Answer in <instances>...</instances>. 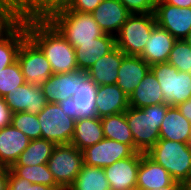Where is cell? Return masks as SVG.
Wrapping results in <instances>:
<instances>
[{"mask_svg":"<svg viewBox=\"0 0 191 190\" xmlns=\"http://www.w3.org/2000/svg\"><path fill=\"white\" fill-rule=\"evenodd\" d=\"M27 36L42 50L53 74L78 70L74 47L44 16H24Z\"/></svg>","mask_w":191,"mask_h":190,"instance_id":"1","label":"cell"},{"mask_svg":"<svg viewBox=\"0 0 191 190\" xmlns=\"http://www.w3.org/2000/svg\"><path fill=\"white\" fill-rule=\"evenodd\" d=\"M43 16L74 48L105 34L91 14L69 10L64 4L53 7Z\"/></svg>","mask_w":191,"mask_h":190,"instance_id":"2","label":"cell"},{"mask_svg":"<svg viewBox=\"0 0 191 190\" xmlns=\"http://www.w3.org/2000/svg\"><path fill=\"white\" fill-rule=\"evenodd\" d=\"M170 105L161 103L142 109L129 106L125 111L134 139V150L146 154L160 139L159 129Z\"/></svg>","mask_w":191,"mask_h":190,"instance_id":"3","label":"cell"},{"mask_svg":"<svg viewBox=\"0 0 191 190\" xmlns=\"http://www.w3.org/2000/svg\"><path fill=\"white\" fill-rule=\"evenodd\" d=\"M146 155L168 171L175 181L183 183L191 179V144L159 139Z\"/></svg>","mask_w":191,"mask_h":190,"instance_id":"4","label":"cell"},{"mask_svg":"<svg viewBox=\"0 0 191 190\" xmlns=\"http://www.w3.org/2000/svg\"><path fill=\"white\" fill-rule=\"evenodd\" d=\"M156 25L154 13L131 14L115 36L116 46L129 56H140Z\"/></svg>","mask_w":191,"mask_h":190,"instance_id":"5","label":"cell"},{"mask_svg":"<svg viewBox=\"0 0 191 190\" xmlns=\"http://www.w3.org/2000/svg\"><path fill=\"white\" fill-rule=\"evenodd\" d=\"M163 91V103L177 106L191 98V74L178 71L168 62L150 66Z\"/></svg>","mask_w":191,"mask_h":190,"instance_id":"6","label":"cell"},{"mask_svg":"<svg viewBox=\"0 0 191 190\" xmlns=\"http://www.w3.org/2000/svg\"><path fill=\"white\" fill-rule=\"evenodd\" d=\"M97 90L98 85L88 76V72L78 69V88L75 95L57 104L65 115L75 121L97 117Z\"/></svg>","mask_w":191,"mask_h":190,"instance_id":"7","label":"cell"},{"mask_svg":"<svg viewBox=\"0 0 191 190\" xmlns=\"http://www.w3.org/2000/svg\"><path fill=\"white\" fill-rule=\"evenodd\" d=\"M37 117L41 126V138L56 145L71 143L75 120L65 115L57 103L47 102Z\"/></svg>","mask_w":191,"mask_h":190,"instance_id":"8","label":"cell"},{"mask_svg":"<svg viewBox=\"0 0 191 190\" xmlns=\"http://www.w3.org/2000/svg\"><path fill=\"white\" fill-rule=\"evenodd\" d=\"M47 164L56 183L62 187H69L84 164L83 152L71 143L59 144L55 146Z\"/></svg>","mask_w":191,"mask_h":190,"instance_id":"9","label":"cell"},{"mask_svg":"<svg viewBox=\"0 0 191 190\" xmlns=\"http://www.w3.org/2000/svg\"><path fill=\"white\" fill-rule=\"evenodd\" d=\"M17 61L26 83L41 85L53 75L51 65L44 53L29 37L22 42Z\"/></svg>","mask_w":191,"mask_h":190,"instance_id":"10","label":"cell"},{"mask_svg":"<svg viewBox=\"0 0 191 190\" xmlns=\"http://www.w3.org/2000/svg\"><path fill=\"white\" fill-rule=\"evenodd\" d=\"M82 152L85 165L104 168L131 157L136 151L128 144L104 138Z\"/></svg>","mask_w":191,"mask_h":190,"instance_id":"11","label":"cell"},{"mask_svg":"<svg viewBox=\"0 0 191 190\" xmlns=\"http://www.w3.org/2000/svg\"><path fill=\"white\" fill-rule=\"evenodd\" d=\"M156 24L176 40L184 39L191 29V7H177L157 0L154 11Z\"/></svg>","mask_w":191,"mask_h":190,"instance_id":"12","label":"cell"},{"mask_svg":"<svg viewBox=\"0 0 191 190\" xmlns=\"http://www.w3.org/2000/svg\"><path fill=\"white\" fill-rule=\"evenodd\" d=\"M143 154L135 152L131 157L103 168L111 190H136L137 173Z\"/></svg>","mask_w":191,"mask_h":190,"instance_id":"13","label":"cell"},{"mask_svg":"<svg viewBox=\"0 0 191 190\" xmlns=\"http://www.w3.org/2000/svg\"><path fill=\"white\" fill-rule=\"evenodd\" d=\"M4 100L12 113L27 112L36 115L43 110L47 103L41 86L30 83H24L15 88L12 93L10 92L4 97Z\"/></svg>","mask_w":191,"mask_h":190,"instance_id":"14","label":"cell"},{"mask_svg":"<svg viewBox=\"0 0 191 190\" xmlns=\"http://www.w3.org/2000/svg\"><path fill=\"white\" fill-rule=\"evenodd\" d=\"M91 15L105 34L116 36L131 13L120 0H102Z\"/></svg>","mask_w":191,"mask_h":190,"instance_id":"15","label":"cell"},{"mask_svg":"<svg viewBox=\"0 0 191 190\" xmlns=\"http://www.w3.org/2000/svg\"><path fill=\"white\" fill-rule=\"evenodd\" d=\"M115 47V36L109 34L95 38L94 42L79 43V46L74 48L78 69L88 71L95 62L110 53Z\"/></svg>","mask_w":191,"mask_h":190,"instance_id":"16","label":"cell"},{"mask_svg":"<svg viewBox=\"0 0 191 190\" xmlns=\"http://www.w3.org/2000/svg\"><path fill=\"white\" fill-rule=\"evenodd\" d=\"M175 180L161 165L155 163L146 154L141 156L137 173L136 190H162Z\"/></svg>","mask_w":191,"mask_h":190,"instance_id":"17","label":"cell"},{"mask_svg":"<svg viewBox=\"0 0 191 190\" xmlns=\"http://www.w3.org/2000/svg\"><path fill=\"white\" fill-rule=\"evenodd\" d=\"M30 141L11 124L0 129V166L10 168L28 147Z\"/></svg>","mask_w":191,"mask_h":190,"instance_id":"18","label":"cell"},{"mask_svg":"<svg viewBox=\"0 0 191 190\" xmlns=\"http://www.w3.org/2000/svg\"><path fill=\"white\" fill-rule=\"evenodd\" d=\"M175 41L166 29L156 24L140 57L150 66L167 62Z\"/></svg>","mask_w":191,"mask_h":190,"instance_id":"19","label":"cell"},{"mask_svg":"<svg viewBox=\"0 0 191 190\" xmlns=\"http://www.w3.org/2000/svg\"><path fill=\"white\" fill-rule=\"evenodd\" d=\"M149 70L150 65L140 56L126 55L118 70L116 85L130 97Z\"/></svg>","mask_w":191,"mask_h":190,"instance_id":"20","label":"cell"},{"mask_svg":"<svg viewBox=\"0 0 191 190\" xmlns=\"http://www.w3.org/2000/svg\"><path fill=\"white\" fill-rule=\"evenodd\" d=\"M45 100L58 103L75 95L78 88V70L53 74L41 85Z\"/></svg>","mask_w":191,"mask_h":190,"instance_id":"21","label":"cell"},{"mask_svg":"<svg viewBox=\"0 0 191 190\" xmlns=\"http://www.w3.org/2000/svg\"><path fill=\"white\" fill-rule=\"evenodd\" d=\"M129 108V97L116 85L98 86L96 94L97 117L123 113Z\"/></svg>","mask_w":191,"mask_h":190,"instance_id":"22","label":"cell"},{"mask_svg":"<svg viewBox=\"0 0 191 190\" xmlns=\"http://www.w3.org/2000/svg\"><path fill=\"white\" fill-rule=\"evenodd\" d=\"M126 54L117 46L89 68L88 76L98 85L116 84L118 70Z\"/></svg>","mask_w":191,"mask_h":190,"instance_id":"23","label":"cell"},{"mask_svg":"<svg viewBox=\"0 0 191 190\" xmlns=\"http://www.w3.org/2000/svg\"><path fill=\"white\" fill-rule=\"evenodd\" d=\"M160 139L191 144V122L188 121L176 106L167 109L159 129Z\"/></svg>","mask_w":191,"mask_h":190,"instance_id":"24","label":"cell"},{"mask_svg":"<svg viewBox=\"0 0 191 190\" xmlns=\"http://www.w3.org/2000/svg\"><path fill=\"white\" fill-rule=\"evenodd\" d=\"M163 103V91L151 70L135 88L129 97V106L142 109Z\"/></svg>","mask_w":191,"mask_h":190,"instance_id":"25","label":"cell"},{"mask_svg":"<svg viewBox=\"0 0 191 190\" xmlns=\"http://www.w3.org/2000/svg\"><path fill=\"white\" fill-rule=\"evenodd\" d=\"M101 119L99 117L75 121L71 144L83 151L104 139Z\"/></svg>","mask_w":191,"mask_h":190,"instance_id":"26","label":"cell"},{"mask_svg":"<svg viewBox=\"0 0 191 190\" xmlns=\"http://www.w3.org/2000/svg\"><path fill=\"white\" fill-rule=\"evenodd\" d=\"M25 23L21 21L0 41V71L17 61L18 51L27 38Z\"/></svg>","mask_w":191,"mask_h":190,"instance_id":"27","label":"cell"},{"mask_svg":"<svg viewBox=\"0 0 191 190\" xmlns=\"http://www.w3.org/2000/svg\"><path fill=\"white\" fill-rule=\"evenodd\" d=\"M56 144L43 138L31 140L12 166L47 164Z\"/></svg>","mask_w":191,"mask_h":190,"instance_id":"28","label":"cell"},{"mask_svg":"<svg viewBox=\"0 0 191 190\" xmlns=\"http://www.w3.org/2000/svg\"><path fill=\"white\" fill-rule=\"evenodd\" d=\"M104 137L128 144L134 149V139L128 127L125 112L100 118Z\"/></svg>","mask_w":191,"mask_h":190,"instance_id":"29","label":"cell"},{"mask_svg":"<svg viewBox=\"0 0 191 190\" xmlns=\"http://www.w3.org/2000/svg\"><path fill=\"white\" fill-rule=\"evenodd\" d=\"M71 190H111L103 168L82 165Z\"/></svg>","mask_w":191,"mask_h":190,"instance_id":"30","label":"cell"},{"mask_svg":"<svg viewBox=\"0 0 191 190\" xmlns=\"http://www.w3.org/2000/svg\"><path fill=\"white\" fill-rule=\"evenodd\" d=\"M17 177L24 178L31 183L42 184L49 187L59 188L48 164L29 165V166H11L9 168Z\"/></svg>","mask_w":191,"mask_h":190,"instance_id":"31","label":"cell"},{"mask_svg":"<svg viewBox=\"0 0 191 190\" xmlns=\"http://www.w3.org/2000/svg\"><path fill=\"white\" fill-rule=\"evenodd\" d=\"M11 125L20 130L30 140L41 138V126L36 114L27 112L13 113Z\"/></svg>","mask_w":191,"mask_h":190,"instance_id":"32","label":"cell"},{"mask_svg":"<svg viewBox=\"0 0 191 190\" xmlns=\"http://www.w3.org/2000/svg\"><path fill=\"white\" fill-rule=\"evenodd\" d=\"M25 82L21 66L18 61L0 71V97L4 98L12 93L15 88L22 86Z\"/></svg>","mask_w":191,"mask_h":190,"instance_id":"33","label":"cell"},{"mask_svg":"<svg viewBox=\"0 0 191 190\" xmlns=\"http://www.w3.org/2000/svg\"><path fill=\"white\" fill-rule=\"evenodd\" d=\"M167 62L178 71L191 74V46L184 39L176 40Z\"/></svg>","mask_w":191,"mask_h":190,"instance_id":"34","label":"cell"},{"mask_svg":"<svg viewBox=\"0 0 191 190\" xmlns=\"http://www.w3.org/2000/svg\"><path fill=\"white\" fill-rule=\"evenodd\" d=\"M1 3L24 16H43L48 11V0H1Z\"/></svg>","mask_w":191,"mask_h":190,"instance_id":"35","label":"cell"},{"mask_svg":"<svg viewBox=\"0 0 191 190\" xmlns=\"http://www.w3.org/2000/svg\"><path fill=\"white\" fill-rule=\"evenodd\" d=\"M22 15L6 4L0 5V41L4 39L21 21Z\"/></svg>","mask_w":191,"mask_h":190,"instance_id":"36","label":"cell"},{"mask_svg":"<svg viewBox=\"0 0 191 190\" xmlns=\"http://www.w3.org/2000/svg\"><path fill=\"white\" fill-rule=\"evenodd\" d=\"M131 14L154 13L157 0H120Z\"/></svg>","mask_w":191,"mask_h":190,"instance_id":"37","label":"cell"},{"mask_svg":"<svg viewBox=\"0 0 191 190\" xmlns=\"http://www.w3.org/2000/svg\"><path fill=\"white\" fill-rule=\"evenodd\" d=\"M102 0H66L63 4L73 11L91 14Z\"/></svg>","mask_w":191,"mask_h":190,"instance_id":"38","label":"cell"},{"mask_svg":"<svg viewBox=\"0 0 191 190\" xmlns=\"http://www.w3.org/2000/svg\"><path fill=\"white\" fill-rule=\"evenodd\" d=\"M32 183L24 178L17 177L9 168H8V182L7 190H28V185Z\"/></svg>","mask_w":191,"mask_h":190,"instance_id":"39","label":"cell"},{"mask_svg":"<svg viewBox=\"0 0 191 190\" xmlns=\"http://www.w3.org/2000/svg\"><path fill=\"white\" fill-rule=\"evenodd\" d=\"M12 114L4 98L0 97V129L11 124Z\"/></svg>","mask_w":191,"mask_h":190,"instance_id":"40","label":"cell"},{"mask_svg":"<svg viewBox=\"0 0 191 190\" xmlns=\"http://www.w3.org/2000/svg\"><path fill=\"white\" fill-rule=\"evenodd\" d=\"M180 113L191 122V98L176 106Z\"/></svg>","mask_w":191,"mask_h":190,"instance_id":"41","label":"cell"},{"mask_svg":"<svg viewBox=\"0 0 191 190\" xmlns=\"http://www.w3.org/2000/svg\"><path fill=\"white\" fill-rule=\"evenodd\" d=\"M8 168L0 166V190H7Z\"/></svg>","mask_w":191,"mask_h":190,"instance_id":"42","label":"cell"},{"mask_svg":"<svg viewBox=\"0 0 191 190\" xmlns=\"http://www.w3.org/2000/svg\"><path fill=\"white\" fill-rule=\"evenodd\" d=\"M164 3L177 7H191V0H162Z\"/></svg>","mask_w":191,"mask_h":190,"instance_id":"43","label":"cell"},{"mask_svg":"<svg viewBox=\"0 0 191 190\" xmlns=\"http://www.w3.org/2000/svg\"><path fill=\"white\" fill-rule=\"evenodd\" d=\"M28 190H55V188L42 184L32 183L31 185H28Z\"/></svg>","mask_w":191,"mask_h":190,"instance_id":"44","label":"cell"},{"mask_svg":"<svg viewBox=\"0 0 191 190\" xmlns=\"http://www.w3.org/2000/svg\"><path fill=\"white\" fill-rule=\"evenodd\" d=\"M148 190H153V189H148ZM162 190H183L182 189V182L179 181H174L172 184L163 187Z\"/></svg>","mask_w":191,"mask_h":190,"instance_id":"45","label":"cell"},{"mask_svg":"<svg viewBox=\"0 0 191 190\" xmlns=\"http://www.w3.org/2000/svg\"><path fill=\"white\" fill-rule=\"evenodd\" d=\"M66 0H48V11L55 6L63 4Z\"/></svg>","mask_w":191,"mask_h":190,"instance_id":"46","label":"cell"},{"mask_svg":"<svg viewBox=\"0 0 191 190\" xmlns=\"http://www.w3.org/2000/svg\"><path fill=\"white\" fill-rule=\"evenodd\" d=\"M183 190H191V179L182 183Z\"/></svg>","mask_w":191,"mask_h":190,"instance_id":"47","label":"cell"},{"mask_svg":"<svg viewBox=\"0 0 191 190\" xmlns=\"http://www.w3.org/2000/svg\"><path fill=\"white\" fill-rule=\"evenodd\" d=\"M184 40L191 46V29L188 32V35L184 38Z\"/></svg>","mask_w":191,"mask_h":190,"instance_id":"48","label":"cell"},{"mask_svg":"<svg viewBox=\"0 0 191 190\" xmlns=\"http://www.w3.org/2000/svg\"><path fill=\"white\" fill-rule=\"evenodd\" d=\"M55 190H71L70 187H62L60 186L59 188H56Z\"/></svg>","mask_w":191,"mask_h":190,"instance_id":"49","label":"cell"}]
</instances>
